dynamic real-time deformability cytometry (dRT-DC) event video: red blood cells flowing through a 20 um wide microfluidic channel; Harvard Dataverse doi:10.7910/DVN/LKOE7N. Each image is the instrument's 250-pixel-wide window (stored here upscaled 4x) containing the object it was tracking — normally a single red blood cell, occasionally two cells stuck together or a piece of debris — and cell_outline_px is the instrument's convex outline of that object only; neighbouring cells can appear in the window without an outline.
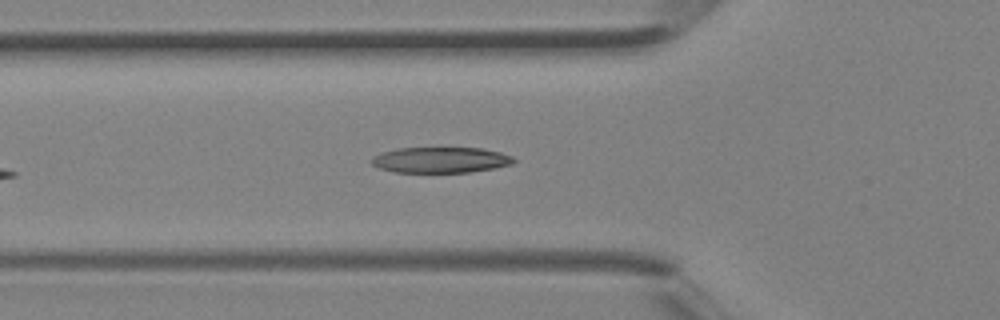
{"species": "Egyptian fruit bat (a non-hibernating species)", "species_latin": "Rousettus aegyptiacus", "temperature_condition": "room temperature", "stored_images_in_passage": 4, "camera_frame_rate_fps": 3000, "um_per_image_px": 0.085, "animal": {"sex": "female"}, "frame": {"image": 1, "passage_image": 4, "time_ms": 1.0, "image_size_px": [1000, 320], "cell_outline_px": [[516, 160], [512, 164], [492, 168], [468, 172], [392, 172], [380, 168], [372, 164], [372, 156], [396, 148], [480, 148], [500, 152], [512, 156]], "centroid_in_image_um": [37.44, 13.59], "position_along_channel_um": 88.4, "area_um2": 21.15}}